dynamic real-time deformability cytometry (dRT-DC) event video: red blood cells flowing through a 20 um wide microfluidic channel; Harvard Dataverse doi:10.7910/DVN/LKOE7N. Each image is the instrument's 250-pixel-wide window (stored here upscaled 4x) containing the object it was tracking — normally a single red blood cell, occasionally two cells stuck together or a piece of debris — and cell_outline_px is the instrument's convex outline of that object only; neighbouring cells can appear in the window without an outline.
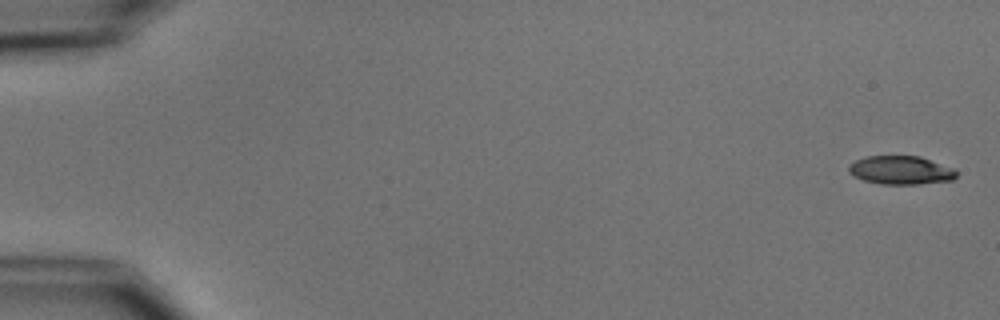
{"species": "common noctule bat (a hibernating species)", "species_latin": "Nyctalus noctula", "temperature_condition": "cold", "stored_images_in_passage": 5, "camera_frame_rate_fps": 3000, "um_per_image_px": 0.085, "animal": {"sex": "male", "body_mass_g": 15.6}, "frame": {"image": 1, "passage_image": 1, "time_ms": 0.0, "image_size_px": [1000, 320], "cell_outline_px": [[956, 176], [952, 180], [920, 184], [880, 184], [864, 180], [852, 176], [848, 172], [848, 164], [856, 160], [868, 156], [920, 156], [956, 168]], "centroid_in_image_um": [76.57, 14.46], "position_along_channel_um": 8.4, "area_um2": 18.09}}
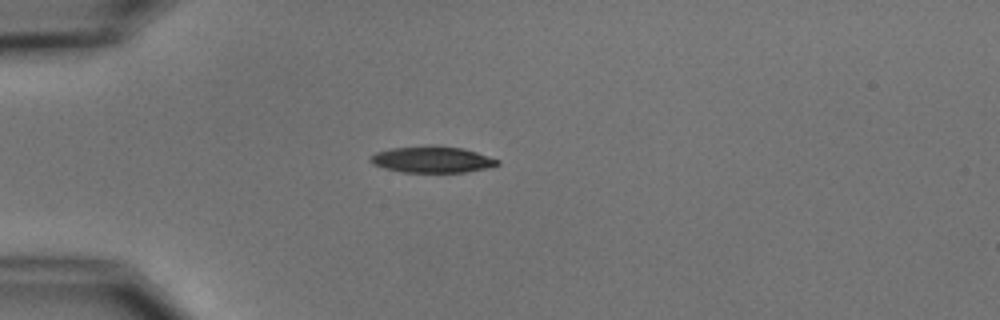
{"frame": {"image": 2, "passage_image": 5, "time_ms": 4.667, "image_size_px": [1000, 320], "cell_outline_px": [[500, 164], [488, 168], [464, 172], [404, 172], [384, 168], [372, 164], [368, 160], [368, 156], [376, 152], [392, 148], [432, 144], [464, 148], [500, 160]], "centroid_in_image_um": [36.71, 13.54], "position_along_channel_um": 48.3, "area_um2": 19.83}}